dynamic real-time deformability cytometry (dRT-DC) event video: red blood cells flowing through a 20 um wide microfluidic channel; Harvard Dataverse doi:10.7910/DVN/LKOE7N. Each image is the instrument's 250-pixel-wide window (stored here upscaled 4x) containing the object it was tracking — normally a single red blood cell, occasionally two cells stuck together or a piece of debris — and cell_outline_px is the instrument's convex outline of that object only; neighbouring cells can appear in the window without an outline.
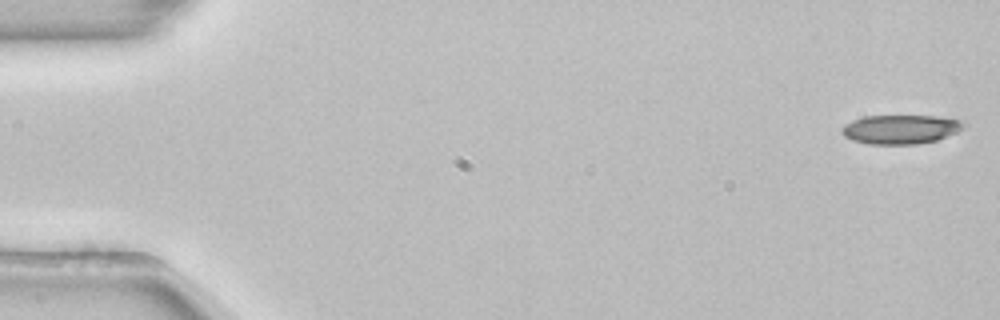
{"species": "common noctule bat (a hibernating species)", "species_latin": "Nyctalus noctula", "temperature_condition": "room temperature", "stored_images_in_passage": 53, "camera_frame_rate_fps": 3000, "um_per_image_px": 0.085, "animal": {"sex": "female", "body_mass_g": 22.7, "forearm_length_mm": 54.2}, "frame": {"image": 1, "passage_image": 1, "time_ms": 0.0, "image_size_px": [1000, 320], "cell_outline_px": [[968, 124], [956, 132], [936, 140], [916, 144], [868, 144], [852, 140], [844, 136], [840, 132], [840, 128], [844, 124], [852, 120], [864, 116], [936, 116], [964, 120]], "centroid_in_image_um": [76.53, 10.98], "position_along_channel_um": 8.5, "area_um2": 20.81}}
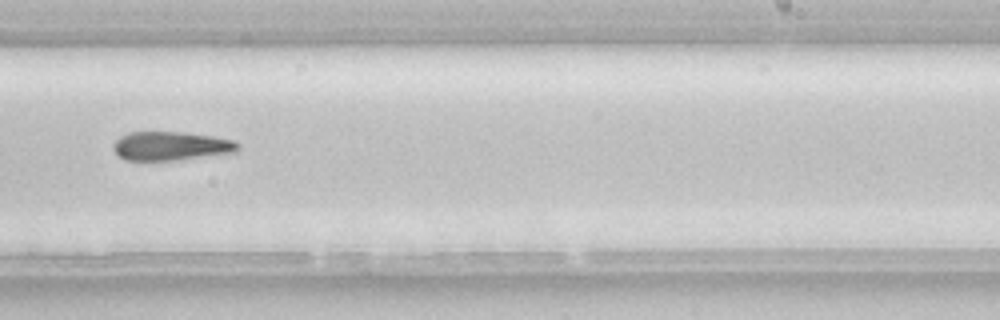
{"frame": {"image": 2, "passage_image": 33, "time_ms": 10.667, "image_size_px": [1000, 320], "cell_outline_px": [[240, 148], [236, 152], [176, 160], [124, 160], [116, 156], [112, 148], [112, 144], [120, 136], [128, 132], [184, 132], [212, 136], [236, 140], [240, 144]], "centroid_in_image_um": [14.51, 12.41], "position_along_channel_um": 274.5, "area_um2": 21.21}}
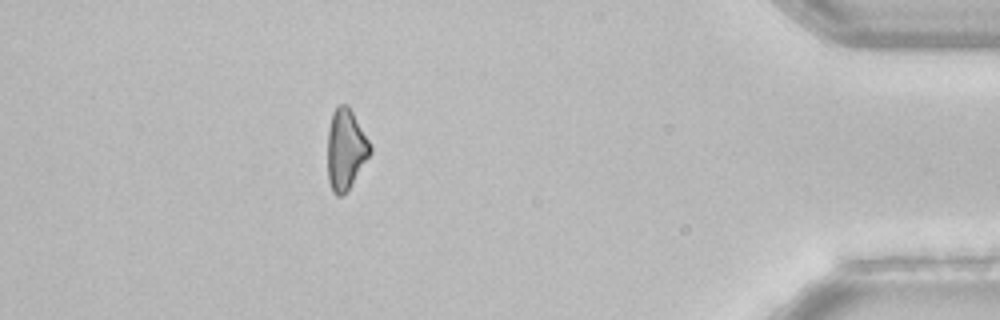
{"frame": {"image": 3, "passage_image": 47, "time_ms": 15.333, "image_size_px": [1000, 320], "cell_outline_px": [[372, 152], [348, 188], [340, 196], [336, 196], [332, 192], [328, 180], [328, 128], [332, 112], [336, 104], [348, 104], [372, 144]], "centroid_in_image_um": [29.38, 12.63], "position_along_channel_um": 405.8, "area_um2": 20.11}}